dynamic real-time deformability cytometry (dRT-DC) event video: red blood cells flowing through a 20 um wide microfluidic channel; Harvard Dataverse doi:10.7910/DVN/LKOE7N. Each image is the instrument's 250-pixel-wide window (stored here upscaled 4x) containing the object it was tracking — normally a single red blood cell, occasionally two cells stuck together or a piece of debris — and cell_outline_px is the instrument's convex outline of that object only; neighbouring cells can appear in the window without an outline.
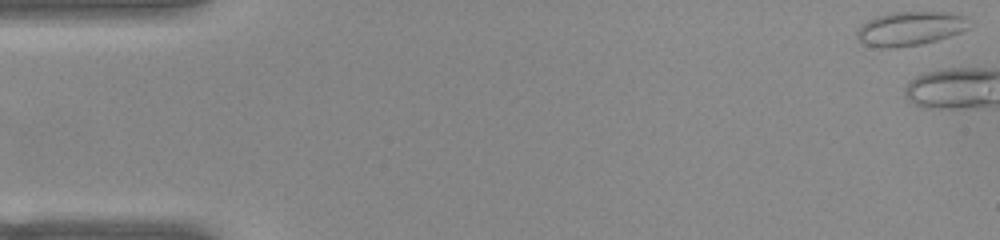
{"species": "common noctule bat (a hibernating species)", "species_latin": "Nyctalus noctula", "temperature_condition": "warm", "stored_images_in_passage": 3, "camera_frame_rate_fps": 3000, "um_per_image_px": 0.085, "animal": {"sex": "female", "body_mass_g": 22.0, "forearm_length_mm": 56.7}, "frame": {"image": 1, "passage_image": 1, "time_ms": 0.0, "image_size_px": [1000, 240], "cell_outline_px": [[968, 28], [960, 32], [936, 40], [920, 44], [896, 48], [880, 48], [864, 44], [856, 36], [856, 32], [868, 20], [876, 16], [892, 12], [948, 12], [964, 16]], "centroid_in_image_um": [77.31, 2.43], "position_along_channel_um": 7.7, "area_um2": 21.96}}